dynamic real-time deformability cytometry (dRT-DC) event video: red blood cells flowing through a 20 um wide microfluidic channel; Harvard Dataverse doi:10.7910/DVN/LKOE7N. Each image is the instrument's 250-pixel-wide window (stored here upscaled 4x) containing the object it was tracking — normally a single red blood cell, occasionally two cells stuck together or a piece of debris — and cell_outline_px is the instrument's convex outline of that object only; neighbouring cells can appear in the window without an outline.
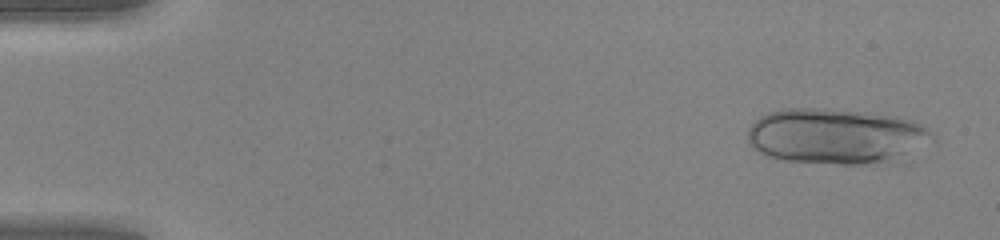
{"species": "human", "species_latin": "Homo sapiens", "temperature_condition": "warm", "stored_images_in_passage": 11, "camera_frame_rate_fps": 3000, "um_per_image_px": 0.085, "donor": {"sex": "female"}, "frame": {"image": 1, "passage_image": 2, "time_ms": 0.333, "image_size_px": [1000, 240], "cell_outline_px": [[936, 144], [912, 164], [840, 164], [784, 160], [764, 156], [752, 148], [748, 144], [748, 128], [760, 116], [768, 112], [784, 108], [824, 108], [900, 116], [912, 120], [928, 128], [936, 136]], "centroid_in_image_um": [71.34, 11.64], "position_along_channel_um": 13.7, "area_um2": 63.0}}